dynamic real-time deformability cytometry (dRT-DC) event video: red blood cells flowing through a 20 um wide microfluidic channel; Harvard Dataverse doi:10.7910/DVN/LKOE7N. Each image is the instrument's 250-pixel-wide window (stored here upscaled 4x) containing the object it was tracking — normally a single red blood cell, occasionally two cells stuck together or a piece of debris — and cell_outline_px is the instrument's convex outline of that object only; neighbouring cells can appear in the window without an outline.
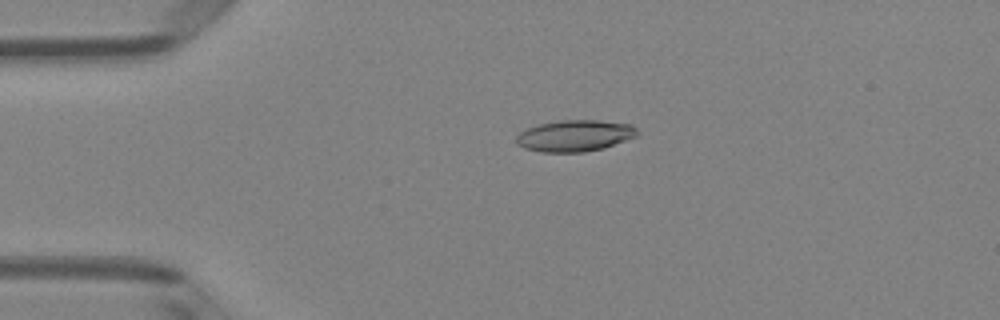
{"species": "Egyptian fruit bat (a non-hibernating species)", "species_latin": "Rousettus aegyptiacus", "temperature_condition": "room temperature", "stored_images_in_passage": 50, "camera_frame_rate_fps": 3000, "um_per_image_px": 0.085, "animal": {"sex": "female"}, "frame": {"image": 1, "passage_image": 11, "time_ms": 3.333, "image_size_px": [1000, 320], "cell_outline_px": [[640, 132], [636, 136], [604, 148], [584, 152], [540, 152], [524, 148], [516, 144], [516, 136], [520, 132], [528, 128], [540, 124], [560, 120], [600, 120], [632, 124]], "centroid_in_image_um": [48.87, 11.53], "position_along_channel_um": 36.1, "area_um2": 22.25}}
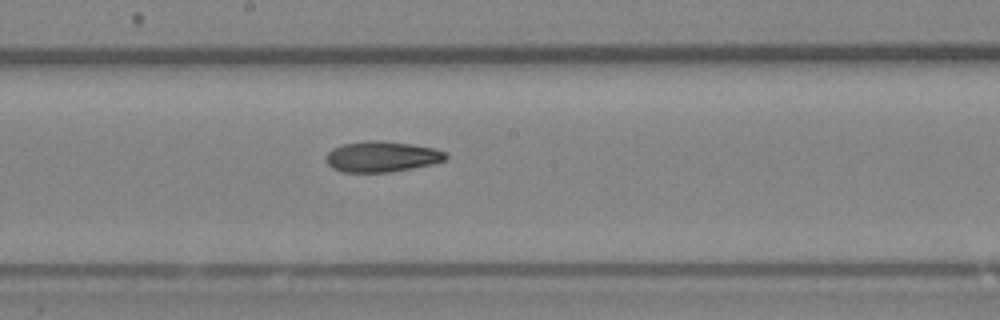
{"frame": {"image": 2, "passage_image": 27, "time_ms": 8.667, "image_size_px": [1000, 320], "cell_outline_px": [[448, 156], [444, 160], [432, 164], [412, 168], [388, 172], [340, 172], [332, 168], [328, 164], [328, 152], [332, 148], [340, 144], [368, 140], [380, 140], [412, 144], [436, 148], [444, 152]], "centroid_in_image_um": [32.44, 13.3], "position_along_channel_um": 215.8, "area_um2": 21.44}}
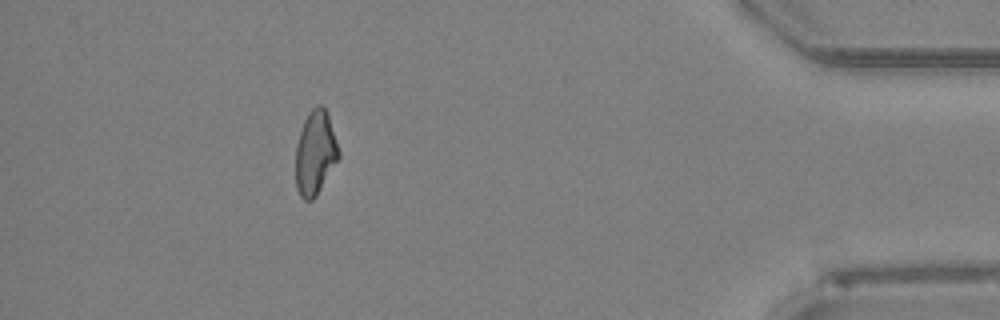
{"frame": {"image": 3, "passage_image": 45, "time_ms": 14.667, "image_size_px": [1000, 320], "cell_outline_px": [[340, 156], [316, 196], [312, 200], [304, 200], [300, 196], [296, 188], [296, 144], [304, 120], [308, 112], [316, 104], [320, 104], [328, 112], [340, 152]], "centroid_in_image_um": [26.8, 12.97], "position_along_channel_um": 408.4, "area_um2": 21.15}, "authors_computed_cell_mechanics": {"area_um2": 21.4727, "velocity_mm_per_s": 4.077, "shape_relaxation_time_tau1_ms": 5.9325, "shape_relaxation_time_tau2_ms": 8.3255, "deformation_change_tau1": 0.1615, "deformation_change_tau2": 0.1824}}